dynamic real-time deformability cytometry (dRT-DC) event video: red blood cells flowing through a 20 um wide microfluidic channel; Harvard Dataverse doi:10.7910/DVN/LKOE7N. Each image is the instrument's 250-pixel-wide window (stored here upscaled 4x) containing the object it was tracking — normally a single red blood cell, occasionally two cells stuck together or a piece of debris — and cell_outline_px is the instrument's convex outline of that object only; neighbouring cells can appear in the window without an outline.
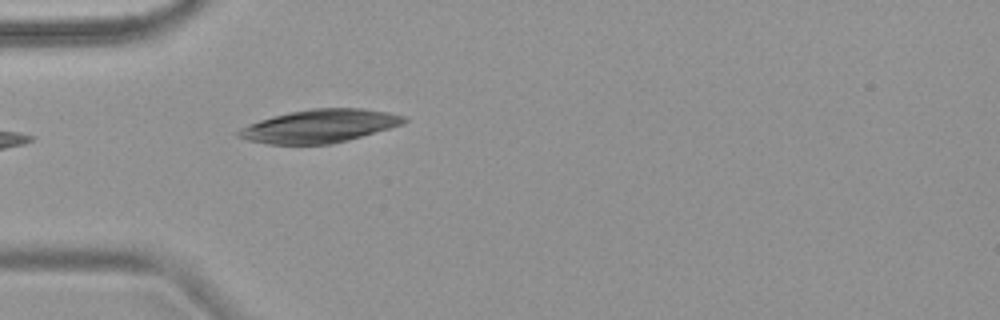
{"species": "common noctule bat (a hibernating species)", "species_latin": "Nyctalus noctula", "temperature_condition": "warm", "stored_images_in_passage": 2, "camera_frame_rate_fps": 3000, "um_per_image_px": 0.085, "animal": {"sex": "female", "body_mass_g": 18.4}, "frame": {"image": 1, "passage_image": 2, "time_ms": 1.0, "image_size_px": [1000, 320], "cell_outline_px": [[408, 120], [404, 124], [348, 140], [332, 144], [268, 144], [248, 140], [236, 136], [236, 132], [240, 128], [248, 124], [272, 116], [288, 112], [312, 108], [360, 108], [388, 112], [404, 116]], "centroid_in_image_um": [27.15, 10.71], "position_along_channel_um": 57.9, "area_um2": 32.02}}